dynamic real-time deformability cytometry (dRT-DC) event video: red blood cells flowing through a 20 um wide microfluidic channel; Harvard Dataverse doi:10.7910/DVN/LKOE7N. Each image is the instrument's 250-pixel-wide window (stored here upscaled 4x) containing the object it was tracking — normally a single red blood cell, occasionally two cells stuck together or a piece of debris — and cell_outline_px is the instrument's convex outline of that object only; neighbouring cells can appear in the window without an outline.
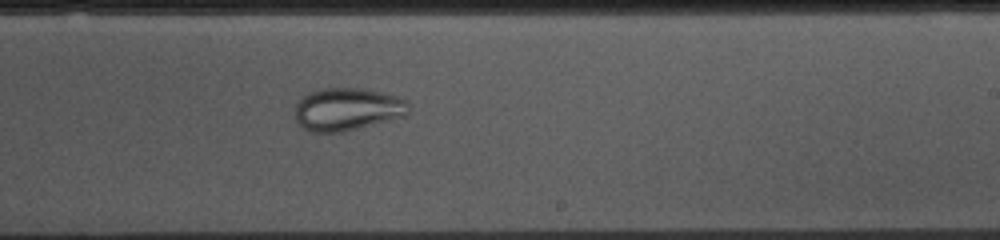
{"species": "common noctule bat (a hibernating species)", "species_latin": "Nyctalus noctula", "temperature_condition": "cold", "stored_images_in_passage": 53, "camera_frame_rate_fps": 3000, "um_per_image_px": 0.085, "animal": {"sex": "female", "body_mass_g": 10.0, "forearm_length_mm": 53.1}, "frame": {"image": 1, "passage_image": 31, "time_ms": 10.0, "image_size_px": [1000, 240], "cell_outline_px": [[408, 112], [404, 116], [344, 132], [312, 132], [304, 128], [296, 120], [296, 104], [300, 96], [320, 88], [364, 88], [396, 96], [404, 100], [408, 104]], "centroid_in_image_um": [29.48, 9.28], "position_along_channel_um": 259.5, "area_um2": 28.21}}
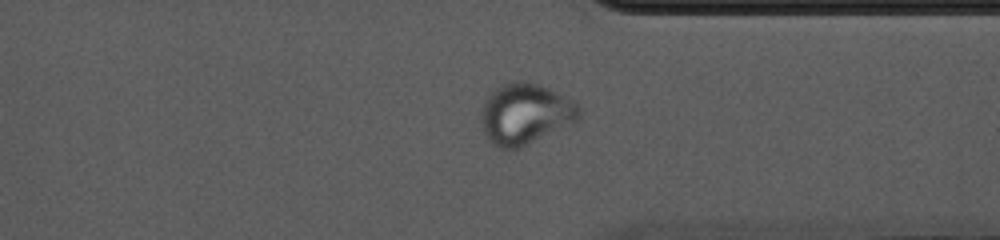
{"frame": {"image": 2, "passage_image": 40, "time_ms": 13.0, "image_size_px": [1000, 240], "cell_outline_px": [[580, 116], [576, 124], [520, 148], [508, 152], [492, 144], [488, 140], [480, 124], [480, 104], [496, 88], [504, 84], [516, 80], [520, 80], [540, 84], [576, 100], [580, 108]], "centroid_in_image_um": [44.67, 9.71], "position_along_channel_um": 366.7, "area_um2": 36.07}}
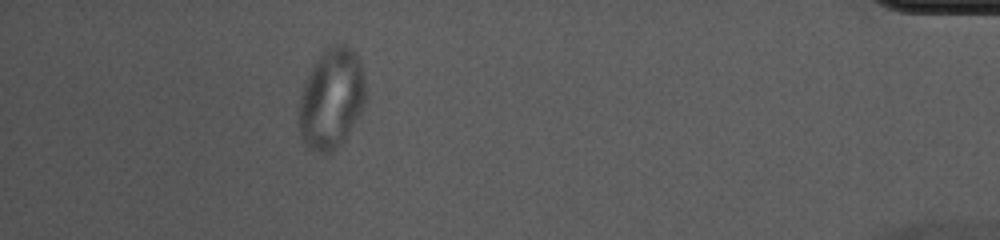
{"frame": {"image": 3, "passage_image": 48, "time_ms": 15.667, "image_size_px": [1000, 240], "cell_outline_px": [[364, 108], [360, 116], [344, 140], [332, 152], [320, 152], [308, 148], [304, 144], [300, 136], [300, 88], [320, 52], [332, 44], [344, 44], [352, 48], [360, 60], [364, 76]], "centroid_in_image_um": [28.17, 8.36], "position_along_channel_um": 407.0, "area_um2": 39.3}}